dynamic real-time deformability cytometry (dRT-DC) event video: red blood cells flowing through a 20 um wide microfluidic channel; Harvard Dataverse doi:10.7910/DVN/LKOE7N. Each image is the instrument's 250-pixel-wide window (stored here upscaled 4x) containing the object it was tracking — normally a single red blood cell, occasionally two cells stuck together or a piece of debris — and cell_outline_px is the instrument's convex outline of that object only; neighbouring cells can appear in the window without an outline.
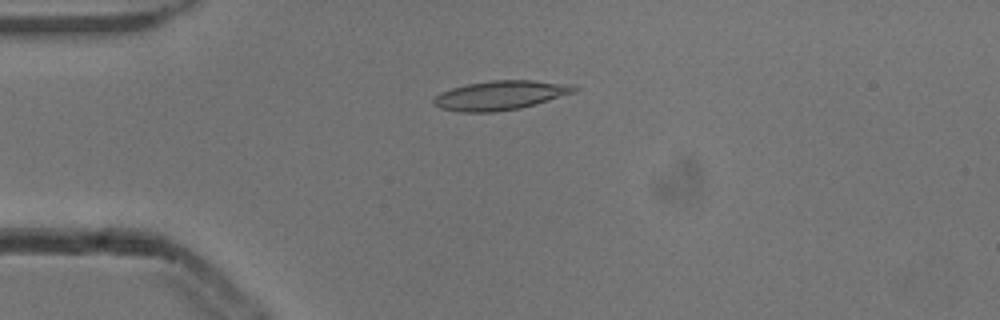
{"species": "common noctule bat (a hibernating species)", "species_latin": "Nyctalus noctula", "temperature_condition": "cold", "stored_images_in_passage": 6, "camera_frame_rate_fps": 3000, "um_per_image_px": 0.085, "animal": {"sex": "male", "body_mass_g": 13.3}, "frame": {"image": 1, "passage_image": 4, "time_ms": 1.0, "image_size_px": [1000, 320], "cell_outline_px": [[580, 88], [576, 92], [536, 104], [520, 108], [496, 112], [460, 112], [440, 108], [432, 104], [432, 100], [440, 92], [452, 88], [468, 84], [492, 80], [532, 80], [572, 84]], "centroid_in_image_um": [42.55, 8.1], "position_along_channel_um": 42.5, "area_um2": 24.1}}
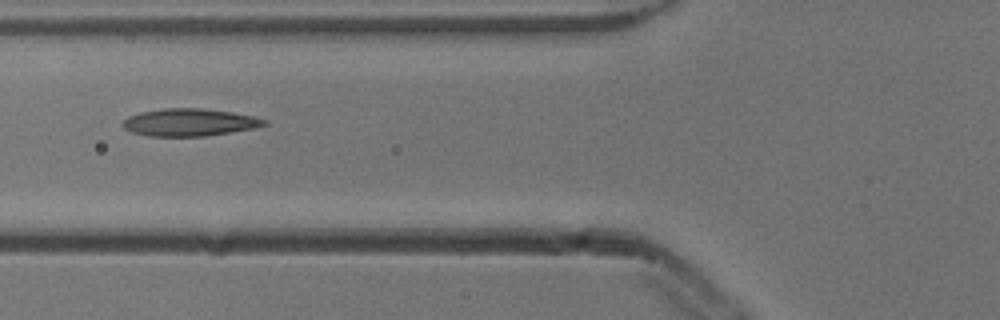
{"frame": {"image": 2, "passage_image": 6, "time_ms": 1.667, "image_size_px": [1000, 320], "cell_outline_px": [[268, 124], [256, 128], [204, 136], [148, 136], [132, 132], [124, 128], [120, 124], [128, 116], [160, 108], [200, 108], [232, 112], [252, 116], [268, 120]], "centroid_in_image_um": [16.11, 10.4], "position_along_channel_um": 109.7, "area_um2": 22.6}}